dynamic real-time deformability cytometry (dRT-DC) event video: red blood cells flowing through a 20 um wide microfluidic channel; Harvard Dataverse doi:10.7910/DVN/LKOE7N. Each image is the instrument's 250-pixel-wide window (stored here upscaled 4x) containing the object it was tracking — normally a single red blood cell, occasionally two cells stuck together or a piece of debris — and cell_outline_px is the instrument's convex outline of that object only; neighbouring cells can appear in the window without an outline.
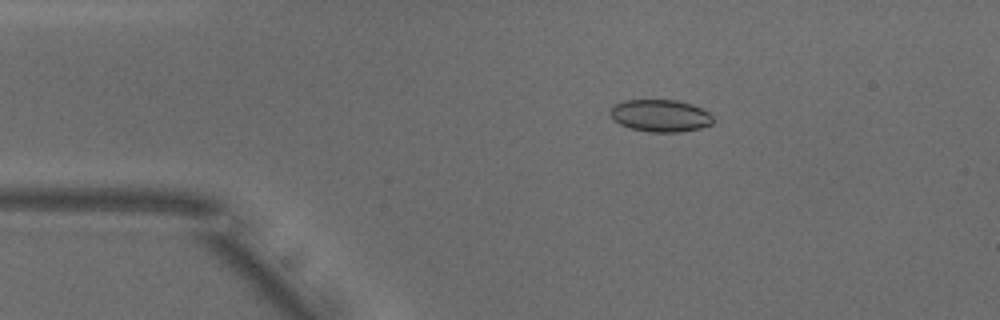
{"species": "common noctule bat (a hibernating species)", "species_latin": "Nyctalus noctula", "temperature_condition": "warm", "stored_images_in_passage": 43, "camera_frame_rate_fps": 3000, "um_per_image_px": 0.085, "animal": {"sex": "male", "body_mass_g": 18.8}, "frame": {"image": 1, "passage_image": 1, "time_ms": 0.0, "image_size_px": [1000, 320], "cell_outline_px": [[712, 124], [700, 128], [676, 132], [648, 132], [632, 128], [620, 124], [612, 120], [612, 108], [616, 104], [624, 100], [676, 100], [692, 104], [708, 112], [712, 116]], "centroid_in_image_um": [56.14, 9.83], "position_along_channel_um": 28.9, "area_um2": 19.07}}
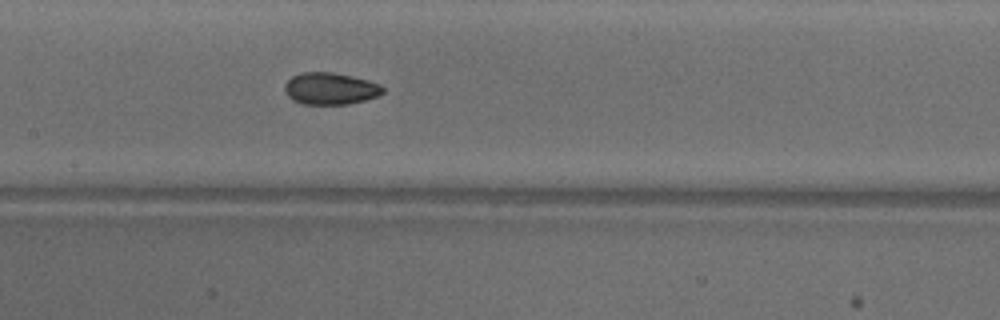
{"frame": {"image": 2, "passage_image": 16, "time_ms": 5.0, "image_size_px": [1000, 320], "cell_outline_px": [[384, 92], [376, 96], [364, 100], [348, 104], [304, 104], [292, 100], [284, 92], [284, 84], [292, 76], [300, 72], [332, 72], [368, 80], [380, 84], [384, 88]], "centroid_in_image_um": [28.04, 7.53], "position_along_channel_um": 179.4, "area_um2": 18.26}}
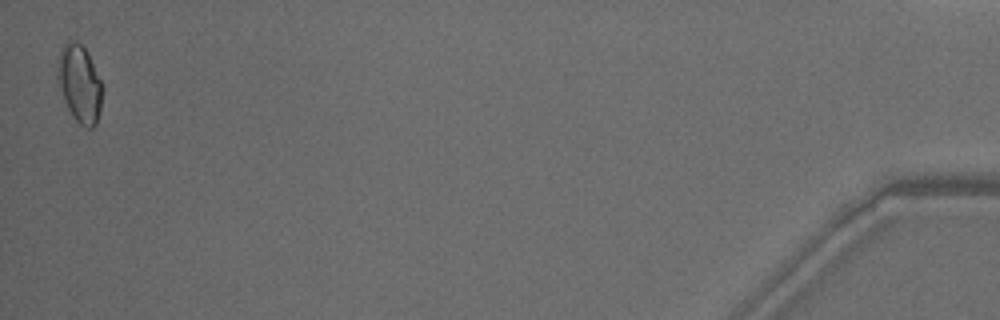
{"frame": {"image": 3, "passage_image": 43, "time_ms": 14.0, "image_size_px": [1000, 320], "cell_outline_px": [[104, 88], [100, 108], [96, 124], [92, 128], [88, 128], [80, 124], [76, 120], [68, 108], [64, 100], [56, 76], [56, 68], [60, 48], [68, 40], [72, 40], [80, 44], [88, 52], [104, 84]], "centroid_in_image_um": [6.78, 7.08], "position_along_channel_um": 428.4, "area_um2": 20.58}, "authors_computed_cell_mechanics": {"area_um2": 18.496, "velocity_mm_per_s": 3.8756, "shape_relaxation_time_tau1_ms": 3.9464, "shape_relaxation_time_tau2_ms": 1.816, "deformation_change_tau1": 0.094, "deformation_change_tau2": 0.0555}}